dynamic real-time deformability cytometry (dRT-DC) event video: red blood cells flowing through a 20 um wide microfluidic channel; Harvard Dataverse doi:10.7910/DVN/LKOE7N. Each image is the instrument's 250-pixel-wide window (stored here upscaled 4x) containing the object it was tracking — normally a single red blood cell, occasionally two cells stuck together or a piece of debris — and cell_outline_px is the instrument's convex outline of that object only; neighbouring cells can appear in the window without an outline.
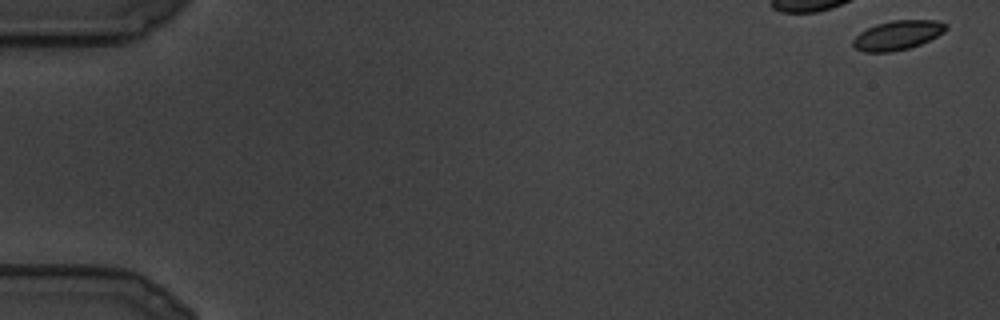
{"species": "common noctule bat (a hibernating species)", "species_latin": "Nyctalus noctula", "temperature_condition": "cold", "stored_images_in_passage": 20, "camera_frame_rate_fps": 3000, "um_per_image_px": 0.085, "animal": {"sex": "male", "body_mass_g": 19.5, "forearm_length_mm": 54.6}, "frame": {"image": 1, "passage_image": 1, "time_ms": 0.0, "image_size_px": [1000, 320], "cell_outline_px": [[948, 28], [944, 32], [920, 44], [908, 48], [892, 52], [864, 52], [856, 48], [852, 44], [852, 40], [860, 32], [876, 24], [892, 20], [936, 20], [948, 24]], "centroid_in_image_um": [76.3, 2.98], "position_along_channel_um": 8.7, "area_um2": 15.84}}